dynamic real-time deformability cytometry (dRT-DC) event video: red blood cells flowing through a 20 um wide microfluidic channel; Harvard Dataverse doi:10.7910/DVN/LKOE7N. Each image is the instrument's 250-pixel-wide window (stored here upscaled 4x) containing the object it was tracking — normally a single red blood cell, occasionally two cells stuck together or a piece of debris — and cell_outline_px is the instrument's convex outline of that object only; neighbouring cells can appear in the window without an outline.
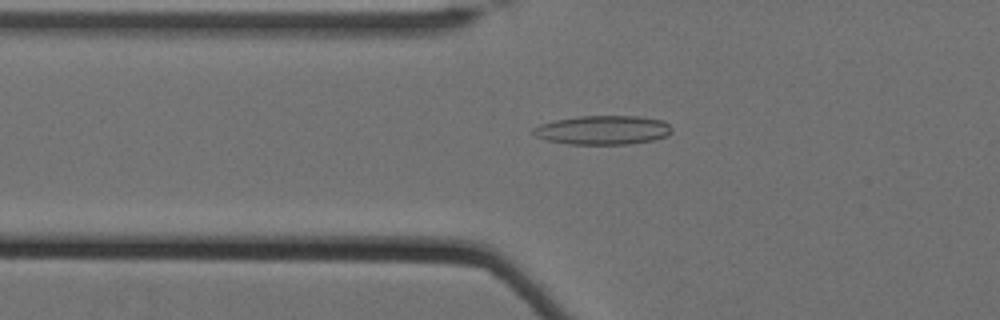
{"species": "Egyptian fruit bat (a non-hibernating species)", "species_latin": "Rousettus aegyptiacus", "temperature_condition": "cold", "stored_images_in_passage": 62, "camera_frame_rate_fps": 3000, "um_per_image_px": 0.085, "animal": {"sex": "female"}, "frame": {"image": 1, "passage_image": 25, "time_ms": 8.0, "image_size_px": [1000, 320], "cell_outline_px": [[672, 132], [668, 136], [652, 140], [628, 144], [568, 144], [544, 140], [536, 136], [532, 132], [532, 128], [540, 124], [556, 120], [580, 116], [636, 116], [664, 120], [672, 128]], "centroid_in_image_um": [51.25, 11.06], "position_along_channel_um": 74.6, "area_um2": 23.52}}
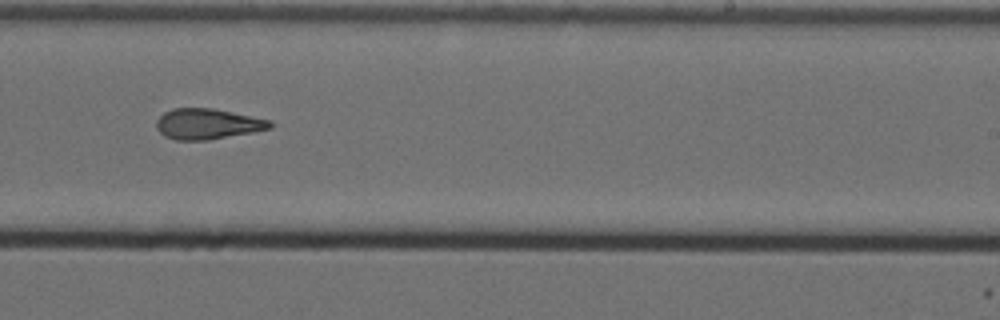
{"frame": {"image": 2, "passage_image": 42, "time_ms": 13.667, "image_size_px": [1000, 320], "cell_outline_px": [[272, 128], [252, 132], [208, 140], [176, 140], [164, 136], [156, 128], [156, 120], [164, 112], [172, 108], [212, 108], [272, 120]], "centroid_in_image_um": [17.63, 10.53], "position_along_channel_um": 271.4, "area_um2": 20.29}}
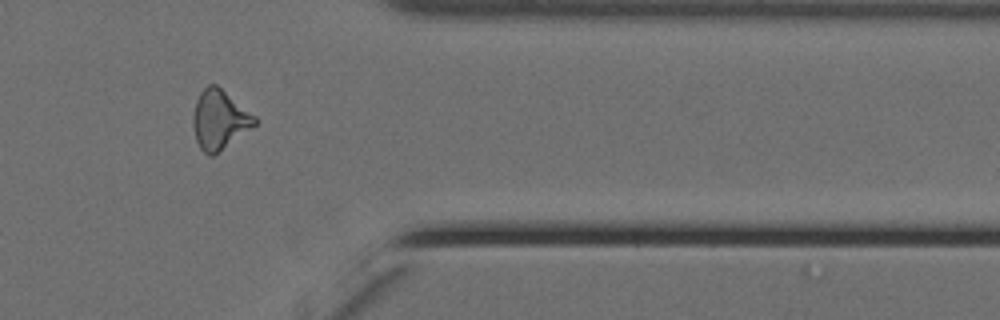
{"frame": {"image": 3, "passage_image": 53, "time_ms": 17.333, "image_size_px": [1000, 320], "cell_outline_px": [[256, 124], [212, 156], [208, 156], [200, 148], [196, 140], [192, 124], [192, 116], [196, 100], [200, 92], [208, 84], [216, 84], [256, 116]], "centroid_in_image_um": [18.62, 10.15], "position_along_channel_um": 392.8, "area_um2": 21.04}, "authors_computed_cell_mechanics": {"area_um2": 20.8658, "velocity_mm_per_s": 3.4883, "shape_relaxation_time_tau1_ms": null, "shape_relaxation_time_tau2_ms": 6.7331, "deformation_change_tau1": null, "deformation_change_tau2": 0.1829}}